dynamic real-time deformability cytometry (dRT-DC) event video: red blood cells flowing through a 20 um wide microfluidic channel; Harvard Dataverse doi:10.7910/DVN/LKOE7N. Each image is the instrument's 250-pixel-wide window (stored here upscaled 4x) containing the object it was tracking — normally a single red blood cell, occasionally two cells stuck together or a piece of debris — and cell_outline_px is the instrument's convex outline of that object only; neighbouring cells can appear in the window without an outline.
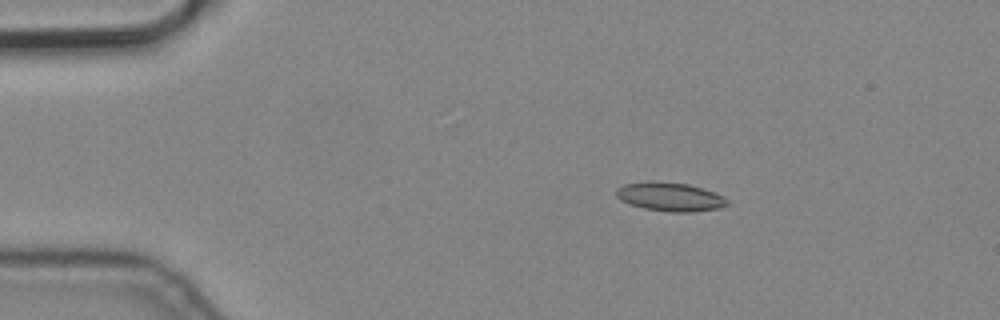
{"species": "common noctule bat (a hibernating species)", "species_latin": "Nyctalus noctula", "temperature_condition": "cold", "stored_images_in_passage": 5, "camera_frame_rate_fps": 3000, "um_per_image_px": 0.085, "animal": {"sex": "male", "body_mass_g": 19.2, "forearm_length_mm": 51.8}, "frame": {"image": 1, "passage_image": 2, "time_ms": 0.333, "image_size_px": [1000, 320], "cell_outline_px": [[728, 204], [720, 208], [692, 212], [668, 212], [644, 208], [620, 200], [616, 196], [616, 188], [624, 184], [648, 180], [652, 180], [688, 184], [724, 196], [728, 200]], "centroid_in_image_um": [56.93, 16.72], "position_along_channel_um": 28.1, "area_um2": 18.67}}
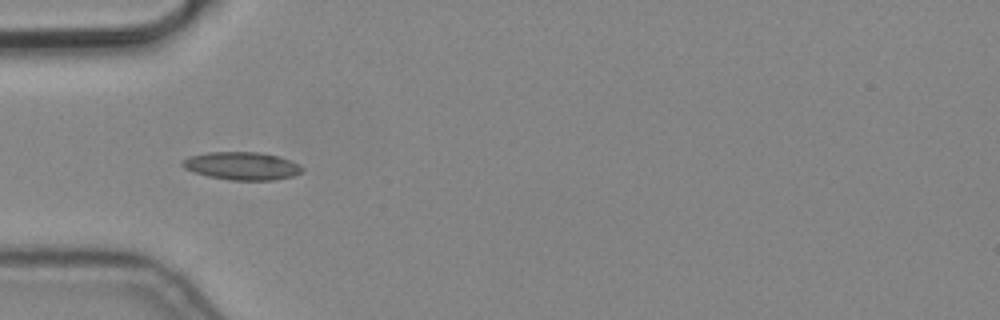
{"frame": {"image": 2, "passage_image": 4, "time_ms": 1.0, "image_size_px": [1000, 320], "cell_outline_px": [[304, 172], [292, 176], [272, 180], [232, 180], [208, 176], [184, 168], [180, 164], [180, 160], [188, 156], [208, 152], [260, 152], [280, 156], [300, 164], [304, 168]], "centroid_in_image_um": [20.57, 14.09], "position_along_channel_um": 64.4, "area_um2": 19.65}}
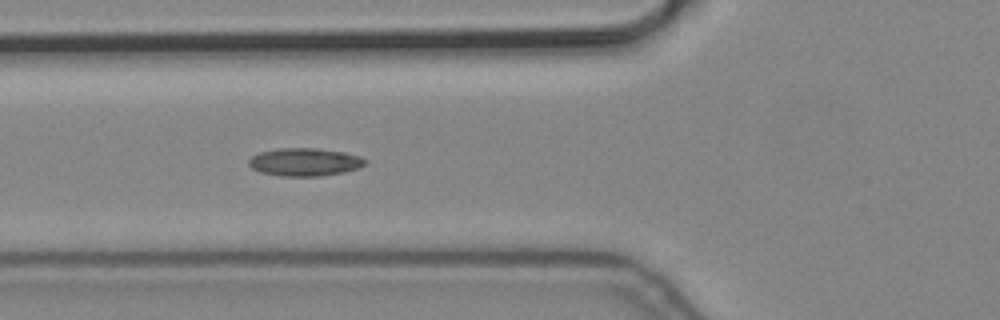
{"frame": {"image": 3, "passage_image": 5, "time_ms": 1.333, "image_size_px": [1000, 320], "cell_outline_px": [[368, 160], [360, 168], [344, 172], [320, 176], [280, 176], [260, 172], [252, 168], [248, 164], [248, 160], [252, 156], [260, 152], [280, 148], [316, 148], [344, 152], [360, 156]], "centroid_in_image_um": [25.91, 13.77], "position_along_channel_um": 99.9, "area_um2": 19.02}}